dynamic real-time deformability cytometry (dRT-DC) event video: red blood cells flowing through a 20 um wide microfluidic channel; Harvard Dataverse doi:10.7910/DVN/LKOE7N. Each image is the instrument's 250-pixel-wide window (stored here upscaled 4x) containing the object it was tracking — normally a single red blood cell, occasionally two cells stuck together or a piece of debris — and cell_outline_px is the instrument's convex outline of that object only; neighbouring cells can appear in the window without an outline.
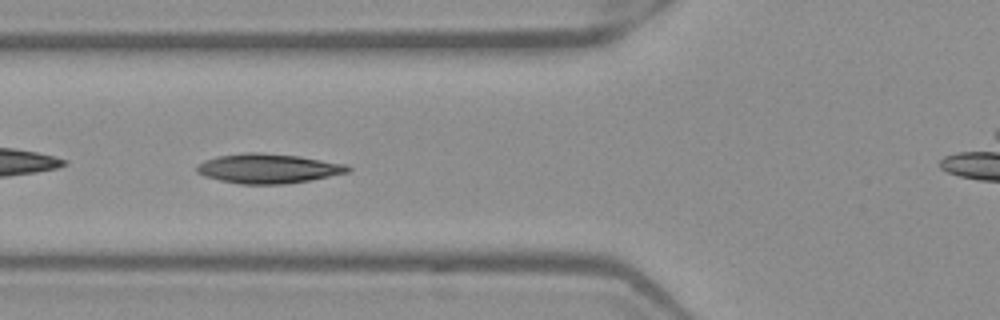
{"species": "Egyptian fruit bat (a non-hibernating species)", "species_latin": "Rousettus aegyptiacus", "temperature_condition": "warm", "stored_images_in_passage": 36, "camera_frame_rate_fps": 3000, "um_per_image_px": 0.085, "frame": {"image": 1, "passage_image": 9, "time_ms": 2.667, "image_size_px": [1000, 320], "cell_outline_px": [[352, 168], [348, 172], [308, 180], [284, 184], [240, 184], [220, 180], [204, 176], [196, 172], [196, 164], [204, 160], [216, 156], [244, 152], [260, 152], [300, 156], [348, 164]], "centroid_in_image_um": [22.76, 14.31], "position_along_channel_um": 103.0, "area_um2": 26.18}}
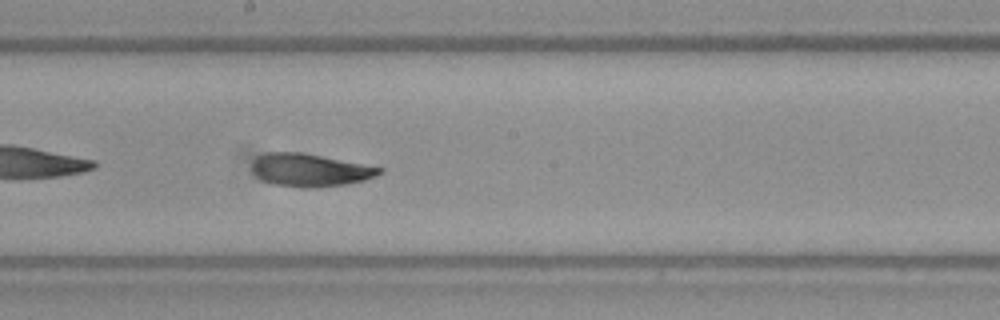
{"frame": {"image": 2, "passage_image": 18, "time_ms": 5.667, "image_size_px": [1000, 320], "cell_outline_px": [[384, 172], [376, 176], [364, 180], [348, 184], [316, 188], [300, 188], [272, 184], [256, 176], [252, 172], [252, 160], [256, 156], [264, 152], [304, 152], [384, 168]], "centroid_in_image_um": [26.33, 14.45], "position_along_channel_um": 221.9, "area_um2": 24.85}}
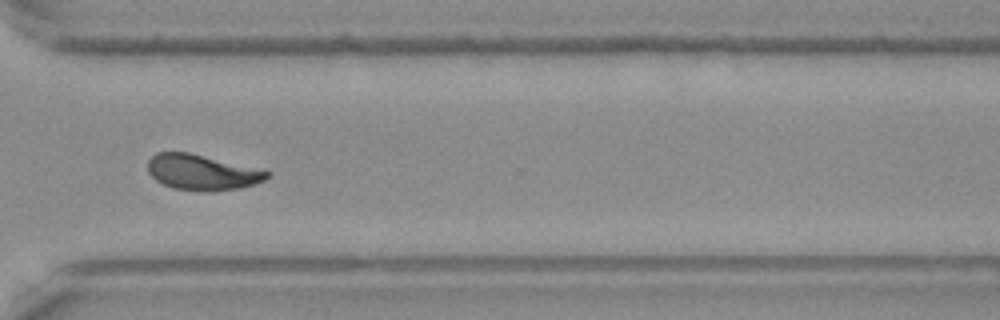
{"frame": {"image": 3, "passage_image": 28, "time_ms": 9.0, "image_size_px": [1000, 320], "cell_outline_px": [[272, 176], [264, 180], [240, 188], [208, 192], [200, 192], [172, 188], [156, 180], [148, 172], [148, 160], [156, 152], [188, 152], [272, 172]], "centroid_in_image_um": [17.16, 14.66], "position_along_channel_um": 353.4, "area_um2": 24.62}, "authors_computed_cell_mechanics": {"area_um2": 24.6517, "velocity_mm_per_s": 3.9455, "shape_relaxation_time_tau1_ms": 5.3899, "shape_relaxation_time_tau2_ms": 1.7776, "deformation_change_tau1": 0.1605, "deformation_change_tau2": 0.0808}}